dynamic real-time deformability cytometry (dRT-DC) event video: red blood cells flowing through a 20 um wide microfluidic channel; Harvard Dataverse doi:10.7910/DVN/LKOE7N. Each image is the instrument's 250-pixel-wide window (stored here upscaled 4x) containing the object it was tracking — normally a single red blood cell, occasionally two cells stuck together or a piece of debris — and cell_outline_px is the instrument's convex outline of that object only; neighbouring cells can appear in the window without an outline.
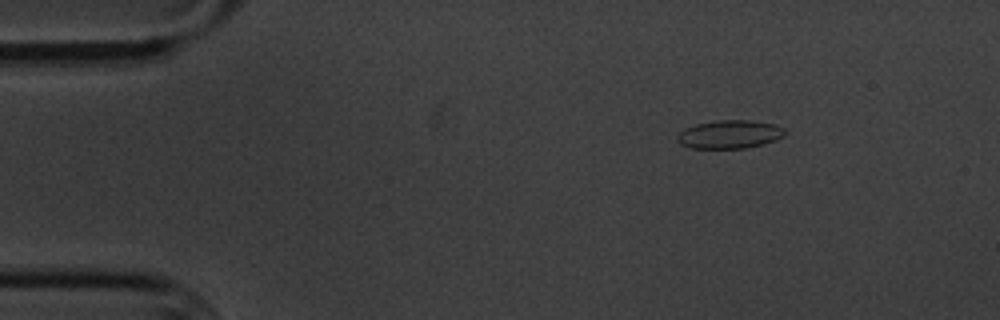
{"species": "common noctule bat (a hibernating species)", "species_latin": "Nyctalus noctula", "temperature_condition": "cold", "stored_images_in_passage": 10, "camera_frame_rate_fps": 3000, "um_per_image_px": 0.085, "animal": {"sex": "male", "body_mass_g": 20.1, "forearm_length_mm": 53.5}, "frame": {"image": 1, "passage_image": 2, "time_ms": 1.333, "image_size_px": [1000, 320], "cell_outline_px": [[788, 132], [784, 136], [776, 140], [764, 144], [744, 148], [688, 148], [680, 144], [676, 140], [676, 136], [680, 132], [696, 124], [716, 120], [748, 120], [776, 124], [784, 128]], "centroid_in_image_um": [62.05, 11.42], "position_along_channel_um": 23.0, "area_um2": 17.92}}
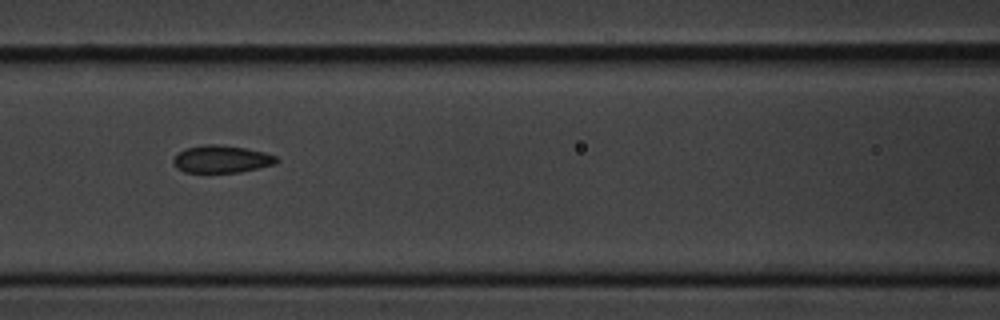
{"frame": {"image": 2, "passage_image": 7, "time_ms": 7.0, "image_size_px": [1000, 320], "cell_outline_px": [[280, 160], [276, 164], [240, 172], [184, 172], [176, 168], [172, 160], [176, 152], [184, 148], [204, 144], [216, 144], [244, 148], [264, 152], [276, 156]], "centroid_in_image_um": [18.8, 13.52], "position_along_channel_um": 147.8, "area_um2": 16.65}}
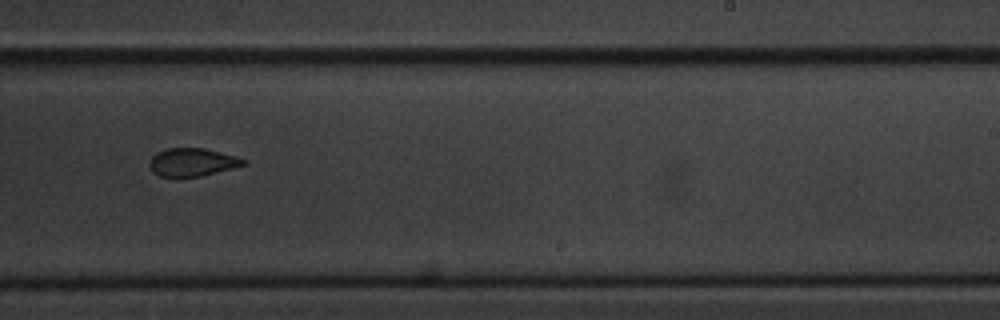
{"frame": {"image": 3, "passage_image": 10, "time_ms": 10.667, "image_size_px": [1000, 320], "cell_outline_px": [[248, 164], [200, 176], [160, 176], [152, 172], [148, 164], [152, 156], [156, 152], [168, 148], [204, 148], [236, 156], [248, 160]], "centroid_in_image_um": [16.35, 13.77], "position_along_channel_um": 272.7, "area_um2": 15.32}}